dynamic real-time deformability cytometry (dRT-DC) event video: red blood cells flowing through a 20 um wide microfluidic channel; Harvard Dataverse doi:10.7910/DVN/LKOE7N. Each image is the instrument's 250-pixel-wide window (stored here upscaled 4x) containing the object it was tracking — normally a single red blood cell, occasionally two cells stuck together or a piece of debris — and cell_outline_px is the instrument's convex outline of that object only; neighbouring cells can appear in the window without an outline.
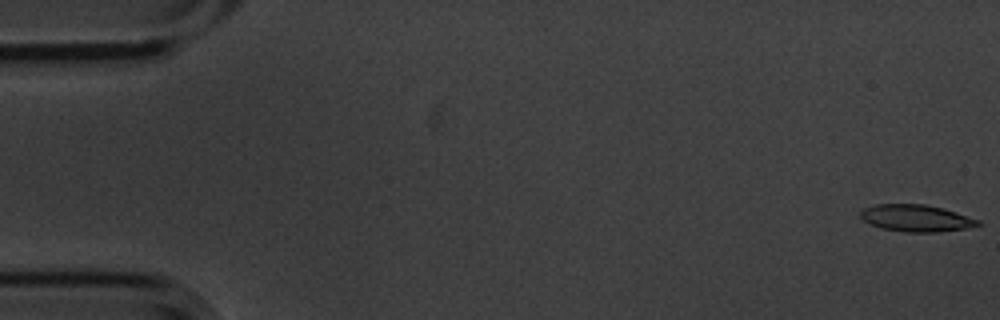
{"species": "common noctule bat (a hibernating species)", "species_latin": "Nyctalus noctula", "temperature_condition": "cold", "stored_images_in_passage": 7, "camera_frame_rate_fps": 3000, "um_per_image_px": 0.085, "animal": {"sex": "male", "body_mass_g": 20.1, "forearm_length_mm": 53.5}, "frame": {"image": 1, "passage_image": 1, "time_ms": 0.0, "image_size_px": [1000, 320], "cell_outline_px": [[984, 224], [964, 228], [940, 232], [904, 232], [880, 228], [864, 220], [860, 216], [860, 212], [864, 208], [876, 204], [924, 204], [944, 208], [980, 220]], "centroid_in_image_um": [77.89, 18.54], "position_along_channel_um": 7.1, "area_um2": 18.44}}
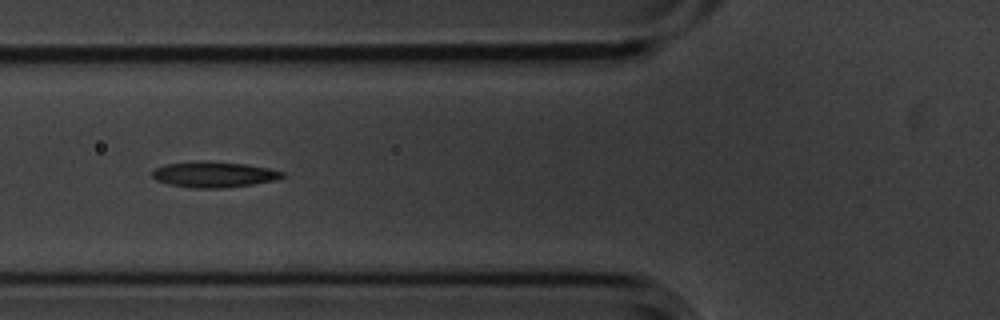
{"frame": {"image": 2, "passage_image": 6, "time_ms": 1.667, "image_size_px": [1000, 320], "cell_outline_px": [[284, 176], [276, 180], [252, 184], [224, 188], [192, 188], [168, 184], [156, 180], [152, 176], [152, 172], [156, 168], [168, 164], [244, 164], [268, 168], [284, 172]], "centroid_in_image_um": [18.22, 14.89], "position_along_channel_um": 107.6, "area_um2": 18.32}}
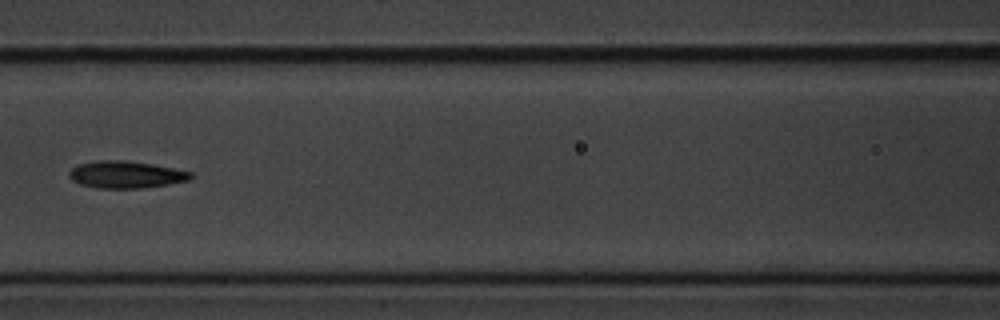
{"frame": {"image": 3, "passage_image": 7, "time_ms": 2.0, "image_size_px": [1000, 320], "cell_outline_px": [[192, 176], [188, 180], [168, 184], [140, 188], [96, 188], [80, 184], [72, 180], [68, 176], [68, 172], [72, 168], [80, 164], [96, 160], [124, 160], [152, 164], [192, 172]], "centroid_in_image_um": [10.66, 14.84], "position_along_channel_um": 155.9, "area_um2": 19.07}}